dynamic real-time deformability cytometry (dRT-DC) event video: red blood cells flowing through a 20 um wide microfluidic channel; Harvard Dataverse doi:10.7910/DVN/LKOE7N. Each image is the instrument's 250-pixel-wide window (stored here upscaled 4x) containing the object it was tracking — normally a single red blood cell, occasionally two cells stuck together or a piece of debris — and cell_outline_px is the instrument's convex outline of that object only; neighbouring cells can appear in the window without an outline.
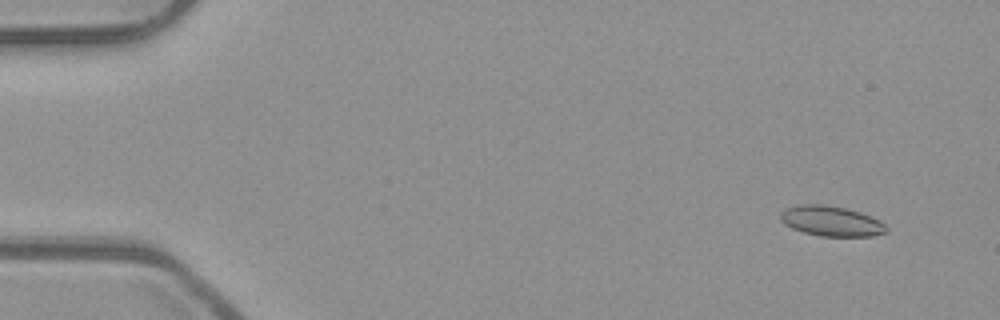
{"species": "common noctule bat (a hibernating species)", "species_latin": "Nyctalus noctula", "temperature_condition": "room temperature", "stored_images_in_passage": 55, "camera_frame_rate_fps": 3000, "um_per_image_px": 0.085, "animal": {"sex": "male", "body_mass_g": 23.1, "forearm_length_mm": 52.7}, "frame": {"image": 1, "passage_image": 5, "time_ms": 1.333, "image_size_px": [1000, 320], "cell_outline_px": [[888, 232], [872, 236], [820, 236], [804, 232], [792, 228], [784, 224], [780, 220], [780, 212], [788, 208], [804, 204], [820, 204], [844, 208], [860, 212], [880, 220], [888, 228]], "centroid_in_image_um": [70.67, 18.8], "position_along_channel_um": 14.3, "area_um2": 18.5}}
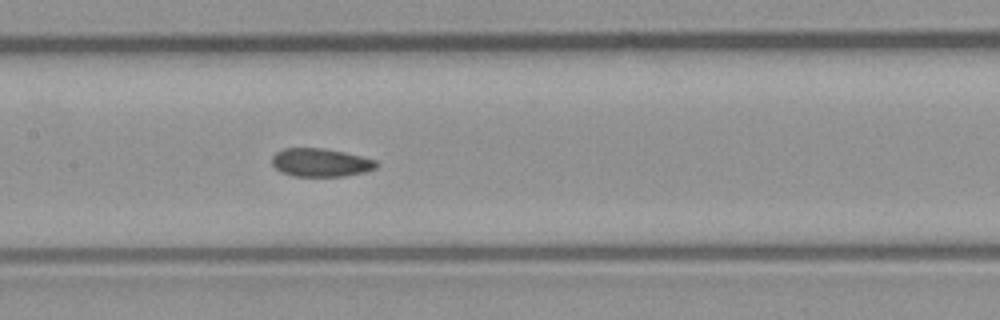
{"frame": {"image": 2, "passage_image": 27, "time_ms": 8.667, "image_size_px": [1000, 320], "cell_outline_px": [[380, 164], [376, 168], [364, 172], [344, 176], [292, 176], [280, 172], [272, 164], [272, 156], [276, 152], [284, 148], [324, 148], [344, 152], [376, 160]], "centroid_in_image_um": [27.25, 13.81], "position_along_channel_um": 180.2, "area_um2": 17.28}}
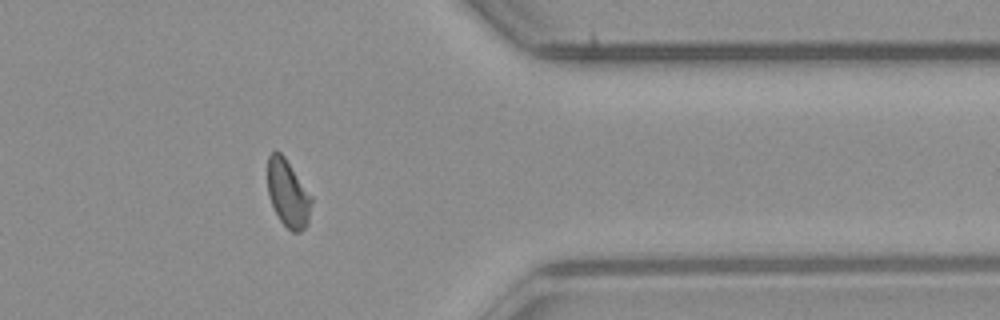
{"frame": {"image": 3, "passage_image": 44, "time_ms": 14.333, "image_size_px": [1000, 320], "cell_outline_px": [[312, 204], [308, 224], [300, 232], [292, 232], [280, 220], [268, 196], [268, 156], [272, 152], [280, 152], [284, 156], [312, 196]], "centroid_in_image_um": [24.49, 16.46], "position_along_channel_um": 386.9, "area_um2": 17.11}}